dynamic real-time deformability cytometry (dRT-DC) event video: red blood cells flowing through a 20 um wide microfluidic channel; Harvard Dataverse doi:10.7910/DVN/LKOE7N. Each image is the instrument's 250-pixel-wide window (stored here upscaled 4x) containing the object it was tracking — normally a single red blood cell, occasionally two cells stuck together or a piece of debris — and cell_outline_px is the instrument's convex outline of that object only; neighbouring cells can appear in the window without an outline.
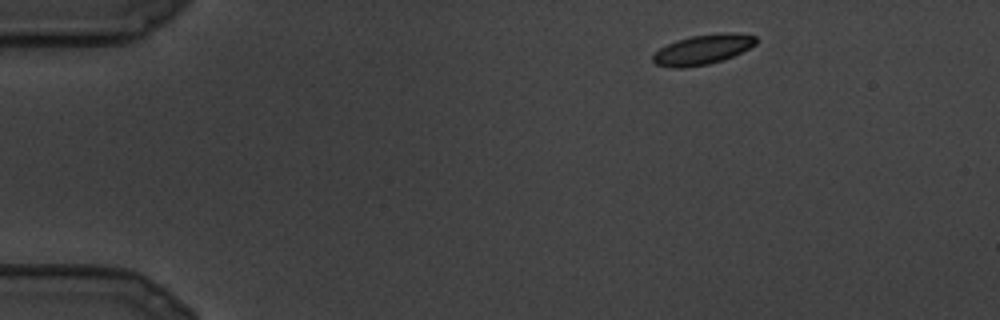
{"species": "common noctule bat (a hibernating species)", "species_latin": "Nyctalus noctula", "temperature_condition": "cold", "stored_images_in_passage": 16, "camera_frame_rate_fps": 3000, "um_per_image_px": 0.085, "animal": {"sex": "male", "body_mass_g": 19.5, "forearm_length_mm": 54.6}, "frame": {"image": 1, "passage_image": 1, "time_ms": 0.0, "image_size_px": [1000, 320], "cell_outline_px": [[756, 44], [732, 56], [708, 64], [684, 68], [672, 68], [656, 64], [652, 60], [652, 56], [660, 48], [676, 40], [692, 36], [724, 32], [732, 32], [756, 36]], "centroid_in_image_um": [59.71, 4.21], "position_along_channel_um": 25.3, "area_um2": 17.74}}
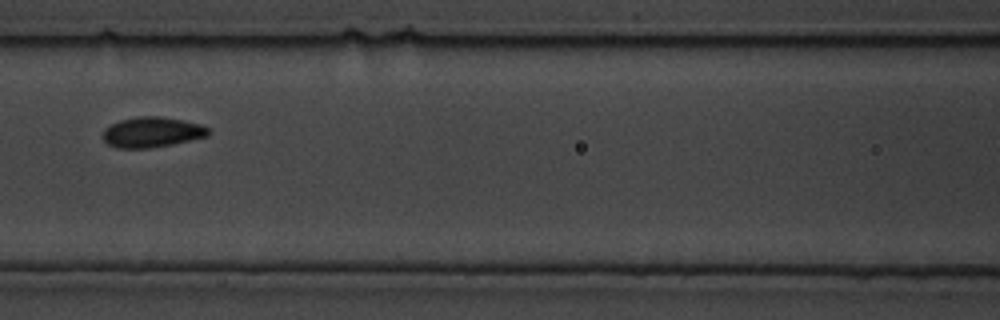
{"frame": {"image": 2, "passage_image": 10, "time_ms": 3.0, "image_size_px": [1000, 320], "cell_outline_px": [[212, 132], [208, 136], [172, 144], [148, 148], [116, 148], [108, 144], [104, 140], [104, 128], [120, 120], [140, 116], [160, 116], [184, 120], [200, 124], [208, 128]], "centroid_in_image_um": [12.94, 11.23], "position_along_channel_um": 153.7, "area_um2": 18.61}}
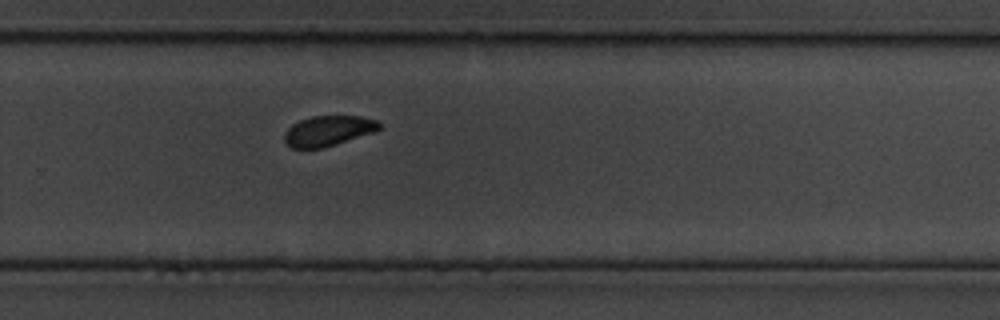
{"frame": {"image": 3, "passage_image": 16, "time_ms": 5.0, "image_size_px": [1000, 320], "cell_outline_px": [[380, 128], [376, 132], [324, 148], [292, 148], [284, 140], [284, 132], [292, 124], [300, 120], [312, 116], [360, 116], [380, 120]], "centroid_in_image_um": [27.93, 11.12], "position_along_channel_um": 301.9, "area_um2": 16.94}}